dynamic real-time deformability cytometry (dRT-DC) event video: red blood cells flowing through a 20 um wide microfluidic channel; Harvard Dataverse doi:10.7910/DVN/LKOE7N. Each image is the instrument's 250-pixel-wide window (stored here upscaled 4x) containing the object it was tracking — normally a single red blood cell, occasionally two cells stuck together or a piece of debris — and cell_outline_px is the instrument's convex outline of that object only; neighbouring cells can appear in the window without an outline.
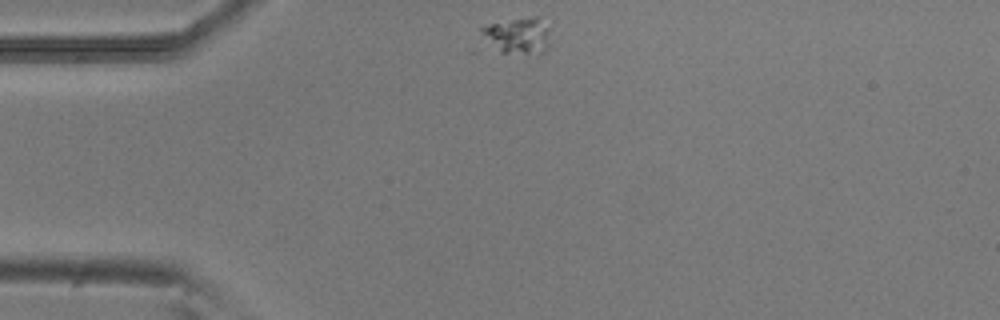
{"species": "common noctule bat (a hibernating species)", "species_latin": "Nyctalus noctula", "temperature_condition": "room temperature", "stored_images_in_passage": 34, "camera_frame_rate_fps": 3000, "um_per_image_px": 0.085, "animal": {"sex": "male", "body_mass_g": 20.5, "forearm_length_mm": 52.5}, "frame": {"image": 1, "passage_image": 1, "time_ms": 0.0, "image_size_px": [1000, 320], "cell_outline_px": [[552, 28], [548, 44], [544, 52], [540, 56], [536, 56], [500, 52], [480, 32], [480, 28], [488, 24], [532, 16], [536, 16]], "centroid_in_image_um": [44.12, 3.05], "position_along_channel_um": 40.9, "area_um2": 14.85}}
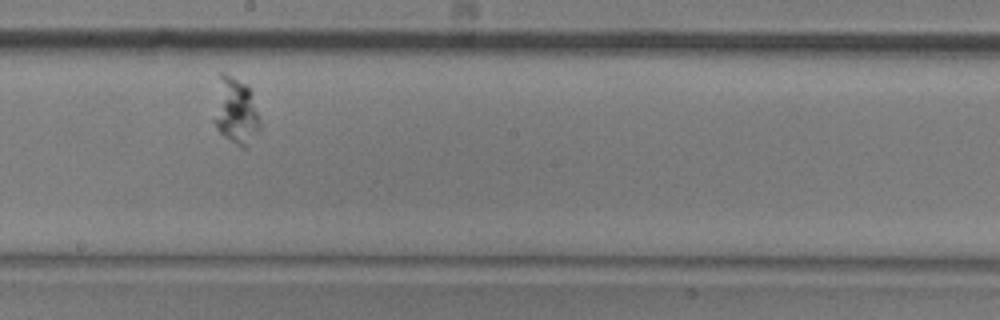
{"frame": {"image": 2, "passage_image": 19, "time_ms": 6.0, "image_size_px": [1000, 320], "cell_outline_px": [[260, 128], [244, 148], [224, 136], [216, 128], [212, 120], [220, 72], [224, 72], [248, 84], [252, 92], [260, 120]], "centroid_in_image_um": [20.02, 9.39], "position_along_channel_um": 228.2, "area_um2": 17.86}}
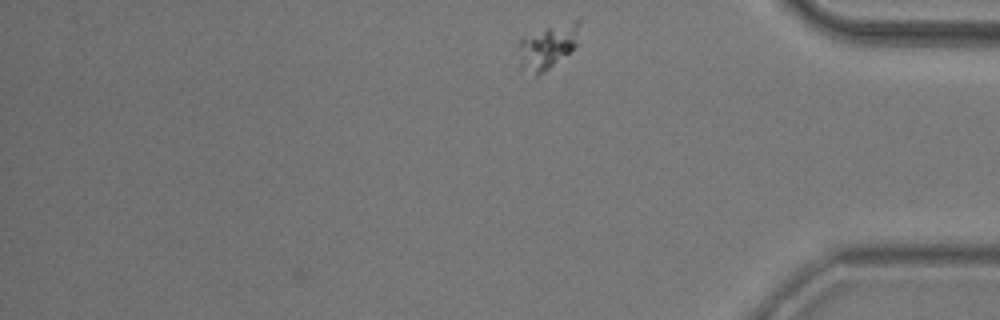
{"frame": {"image": 3, "passage_image": 34, "time_ms": 11.0, "image_size_px": [1000, 320], "cell_outline_px": [[580, 20], [576, 44], [568, 52], [548, 68], [536, 76], [520, 60], [516, 44], [524, 36], [580, 16]], "centroid_in_image_um": [46.58, 3.86], "position_along_channel_um": 388.6, "area_um2": 15.14}}